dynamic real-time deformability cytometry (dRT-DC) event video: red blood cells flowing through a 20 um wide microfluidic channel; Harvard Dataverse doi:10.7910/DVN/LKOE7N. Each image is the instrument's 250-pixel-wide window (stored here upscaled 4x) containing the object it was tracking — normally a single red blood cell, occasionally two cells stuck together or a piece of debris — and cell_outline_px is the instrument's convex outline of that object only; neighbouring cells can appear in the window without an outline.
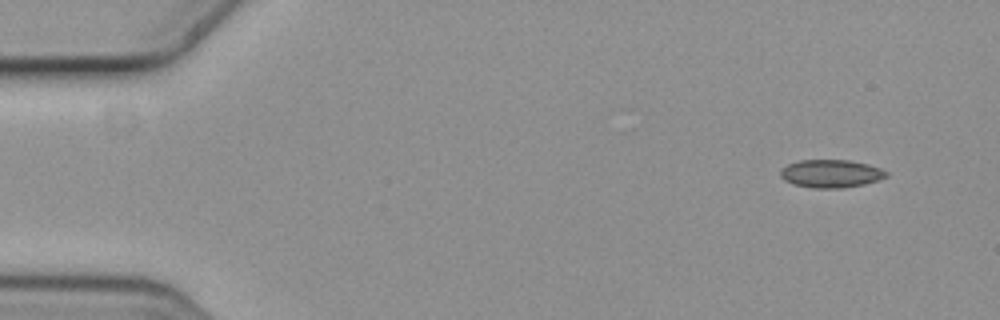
{"species": "common noctule bat (a hibernating species)", "species_latin": "Nyctalus noctula", "temperature_condition": "cold", "stored_images_in_passage": 7, "camera_frame_rate_fps": 3000, "um_per_image_px": 0.085, "animal": {"sex": "female", "body_mass_g": 19.3, "forearm_length_mm": 54.1}, "frame": {"image": 1, "passage_image": 1, "time_ms": 0.0, "image_size_px": [1000, 320], "cell_outline_px": [[888, 176], [864, 184], [840, 188], [812, 188], [792, 184], [784, 180], [780, 176], [780, 172], [788, 164], [800, 160], [848, 160], [868, 164], [880, 168], [888, 172]], "centroid_in_image_um": [70.62, 14.76], "position_along_channel_um": 14.4, "area_um2": 17.17}}
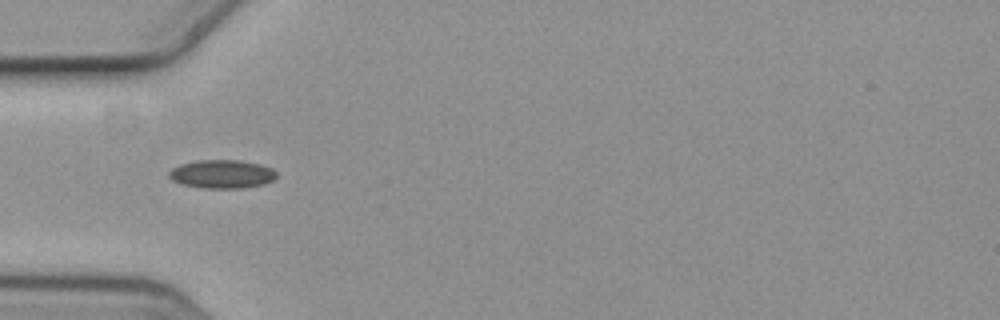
{"frame": {"image": 2, "passage_image": 5, "time_ms": 1.333, "image_size_px": [1000, 320], "cell_outline_px": [[276, 176], [272, 180], [264, 184], [244, 188], [204, 188], [184, 184], [172, 180], [168, 176], [168, 172], [172, 168], [180, 164], [196, 160], [240, 160], [260, 164], [272, 168], [276, 172]], "centroid_in_image_um": [18.86, 14.79], "position_along_channel_um": 66.1, "area_um2": 17.86}}
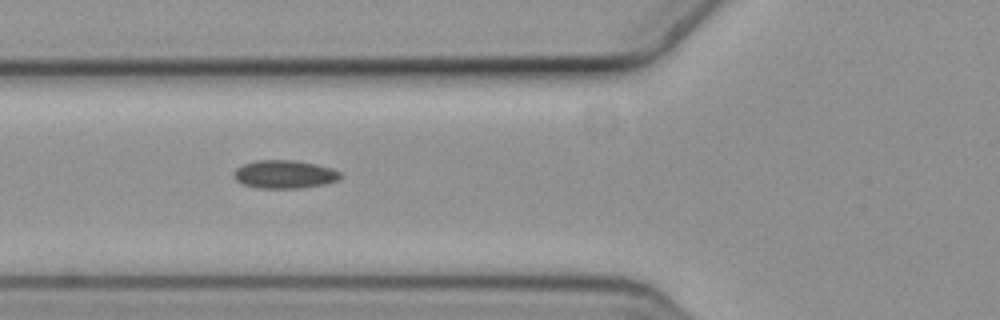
{"frame": {"image": 3, "passage_image": 6, "time_ms": 1.667, "image_size_px": [1000, 320], "cell_outline_px": [[340, 176], [336, 180], [324, 184], [300, 188], [256, 188], [244, 184], [236, 180], [232, 172], [236, 168], [244, 164], [256, 160], [296, 160], [316, 164], [332, 168], [340, 172]], "centroid_in_image_um": [24.15, 14.81], "position_along_channel_um": 101.7, "area_um2": 17.46}}